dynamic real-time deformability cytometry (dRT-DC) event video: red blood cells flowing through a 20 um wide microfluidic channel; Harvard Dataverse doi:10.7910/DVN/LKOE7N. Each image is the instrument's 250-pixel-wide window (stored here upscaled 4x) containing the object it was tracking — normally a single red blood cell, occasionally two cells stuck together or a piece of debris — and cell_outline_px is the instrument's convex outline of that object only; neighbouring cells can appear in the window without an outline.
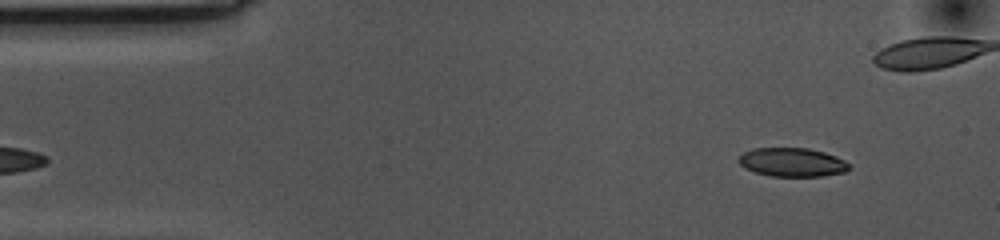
{"species": "common noctule bat (a hibernating species)", "species_latin": "Nyctalus noctula", "temperature_condition": "cold", "stored_images_in_passage": 53, "camera_frame_rate_fps": 3000, "um_per_image_px": 0.085, "animal": {"sex": "female", "body_mass_g": 10.0, "forearm_length_mm": 53.1}, "frame": {"image": 1, "passage_image": 2, "time_ms": 0.333, "image_size_px": [1000, 240], "cell_outline_px": [[852, 168], [844, 172], [820, 176], [772, 176], [756, 172], [744, 168], [736, 160], [744, 152], [752, 148], [808, 148], [824, 152], [836, 156], [852, 164]], "centroid_in_image_um": [67.36, 13.78], "position_along_channel_um": 17.6, "area_um2": 18.61}}
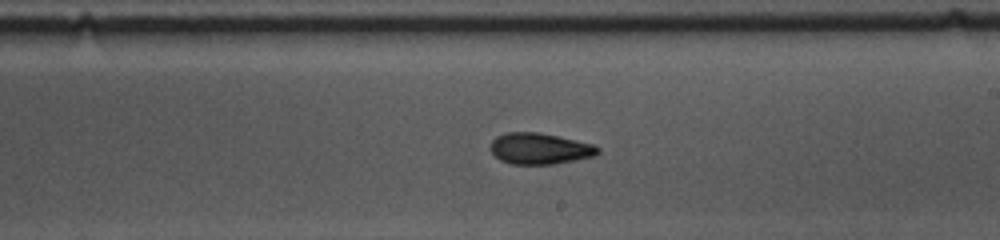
{"frame": {"image": 2, "passage_image": 27, "time_ms": 8.667, "image_size_px": [1000, 240], "cell_outline_px": [[600, 152], [596, 156], [556, 164], [512, 164], [500, 160], [492, 152], [492, 140], [496, 136], [504, 132], [540, 132], [592, 144], [600, 148]], "centroid_in_image_um": [45.9, 12.63], "position_along_channel_um": 243.1, "area_um2": 19.54}}
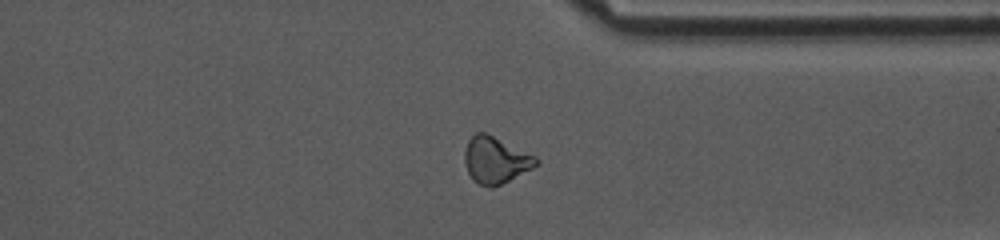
{"frame": {"image": 3, "passage_image": 38, "time_ms": 12.333, "image_size_px": [1000, 240], "cell_outline_px": [[540, 160], [532, 168], [492, 188], [488, 188], [472, 180], [464, 164], [464, 152], [468, 140], [476, 132], [484, 132], [536, 156]], "centroid_in_image_um": [42.08, 13.61], "position_along_channel_um": 369.3, "area_um2": 19.19}, "authors_computed_cell_mechanics": {"area_um2": 19.8832, "velocity_mm_per_s": 3.5441, "shape_relaxation_time_tau1_ms": 6.8346, "shape_relaxation_time_tau2_ms": 3.6748, "deformation_change_tau1": 0.1376, "deformation_change_tau2": 0.0848}}